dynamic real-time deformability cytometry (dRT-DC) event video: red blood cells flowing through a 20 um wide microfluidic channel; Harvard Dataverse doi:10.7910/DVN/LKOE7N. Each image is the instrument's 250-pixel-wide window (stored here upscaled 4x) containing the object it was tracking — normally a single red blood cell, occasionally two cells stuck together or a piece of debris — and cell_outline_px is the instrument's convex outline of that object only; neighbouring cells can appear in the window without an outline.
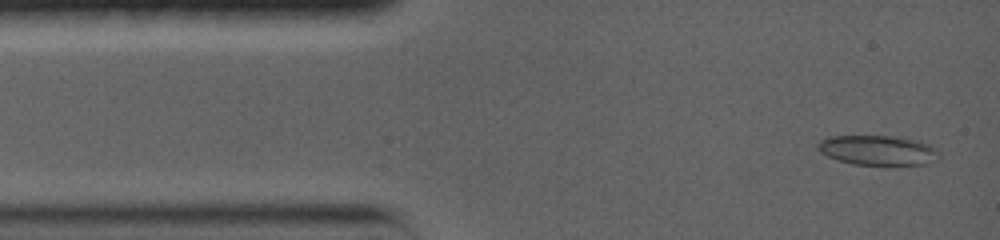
{"species": "common noctule bat (a hibernating species)", "species_latin": "Nyctalus noctula", "temperature_condition": "warm", "stored_images_in_passage": 5, "camera_frame_rate_fps": 5000, "um_per_image_px": 0.085, "animal": {"sex": "female", "body_mass_g": 19.0, "forearm_length_mm": 56.7}, "frame": {"image": 1, "passage_image": 1, "time_ms": 0.0, "image_size_px": [1000, 240], "cell_outline_px": [[940, 152], [928, 164], [896, 168], [852, 164], [836, 160], [820, 152], [816, 144], [820, 140], [828, 136], [892, 136], [920, 140], [936, 148]], "centroid_in_image_um": [74.63, 12.82], "position_along_channel_um": 10.4, "area_um2": 22.02}}
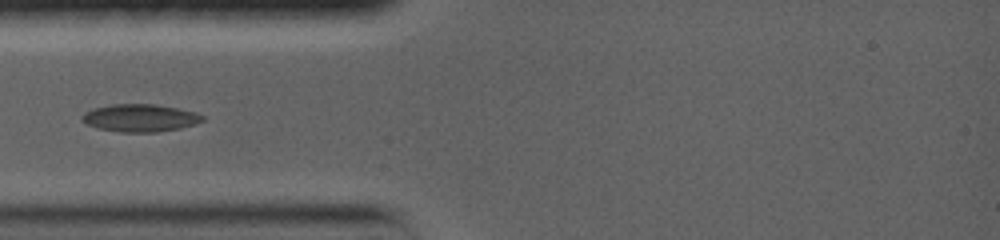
{"frame": {"image": 2, "passage_image": 4, "time_ms": 3.4, "image_size_px": [1000, 240], "cell_outline_px": [[204, 120], [196, 124], [180, 128], [156, 132], [120, 132], [96, 128], [84, 124], [80, 120], [80, 116], [84, 112], [92, 108], [112, 104], [156, 104], [196, 112], [204, 116]], "centroid_in_image_um": [11.85, 10.02], "position_along_channel_um": 73.1, "area_um2": 19.65}}